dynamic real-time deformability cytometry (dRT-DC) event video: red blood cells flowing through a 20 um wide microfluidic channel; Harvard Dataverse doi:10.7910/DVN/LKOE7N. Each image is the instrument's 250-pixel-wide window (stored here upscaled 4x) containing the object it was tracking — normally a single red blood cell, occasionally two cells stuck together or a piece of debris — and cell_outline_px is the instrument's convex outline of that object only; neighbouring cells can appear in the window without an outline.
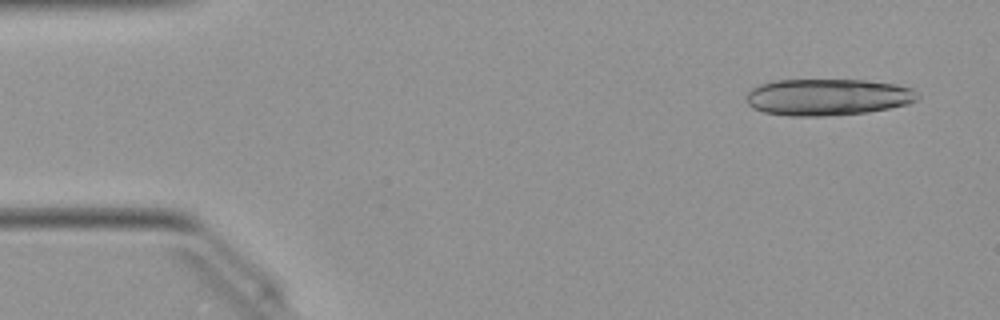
{"species": "Egyptian fruit bat (a non-hibernating species)", "species_latin": "Rousettus aegyptiacus", "temperature_condition": "warm", "stored_images_in_passage": 16, "camera_frame_rate_fps": 3000, "um_per_image_px": 0.085, "animal": {"sex": "female"}, "frame": {"image": 1, "passage_image": 1, "time_ms": 0.0, "image_size_px": [1000, 320], "cell_outline_px": [[920, 96], [916, 100], [908, 104], [868, 112], [824, 116], [788, 116], [764, 112], [752, 108], [748, 104], [748, 92], [752, 88], [760, 84], [772, 80], [864, 80], [896, 84], [912, 88]], "centroid_in_image_um": [70.35, 8.25], "position_along_channel_um": 14.6, "area_um2": 36.65}}